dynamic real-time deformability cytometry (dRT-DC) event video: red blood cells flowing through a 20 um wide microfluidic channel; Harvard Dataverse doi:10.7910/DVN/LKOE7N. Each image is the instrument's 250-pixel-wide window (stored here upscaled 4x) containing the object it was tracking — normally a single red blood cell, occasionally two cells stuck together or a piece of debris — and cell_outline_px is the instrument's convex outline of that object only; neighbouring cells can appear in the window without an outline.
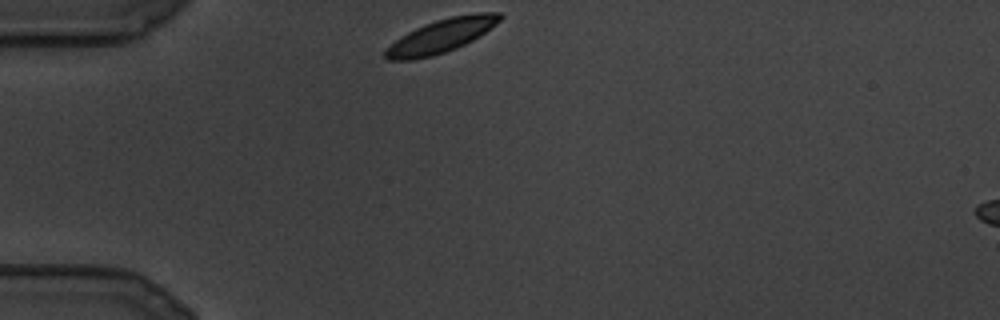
{"species": "common noctule bat (a hibernating species)", "species_latin": "Nyctalus noctula", "temperature_condition": "cold", "stored_images_in_passage": 65, "camera_frame_rate_fps": 3000, "um_per_image_px": 0.085, "animal": {"sex": "male", "body_mass_g": 19.5, "forearm_length_mm": 54.6}, "frame": {"image": 1, "passage_image": 1, "time_ms": 0.0, "image_size_px": [1000, 320], "cell_outline_px": [[504, 16], [496, 24], [472, 40], [456, 48], [432, 56], [412, 60], [388, 60], [384, 56], [384, 48], [408, 32], [424, 24], [436, 20], [452, 16], [476, 12], [500, 12]], "centroid_in_image_um": [37.49, 3.04], "position_along_channel_um": 47.5, "area_um2": 22.2}}
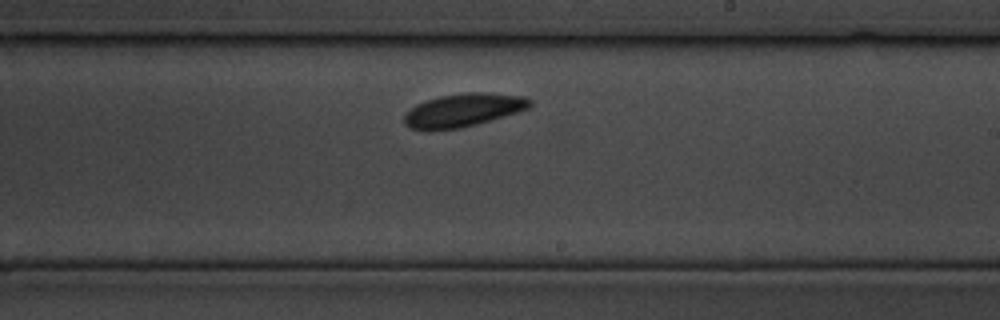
{"frame": {"image": 2, "passage_image": 38, "time_ms": 12.333, "image_size_px": [1000, 320], "cell_outline_px": [[532, 104], [528, 108], [504, 116], [476, 124], [460, 128], [432, 132], [424, 132], [408, 128], [404, 124], [404, 116], [416, 104], [440, 96], [468, 92], [480, 92], [524, 96], [532, 100]], "centroid_in_image_um": [39.32, 9.4], "position_along_channel_um": 249.7, "area_um2": 24.51}}
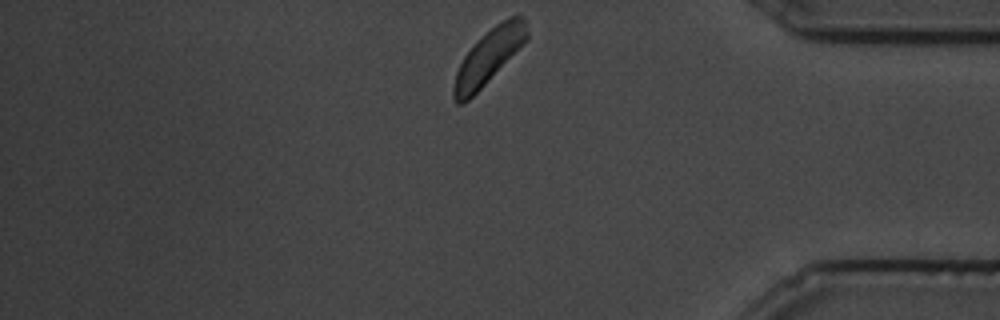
{"frame": {"image": 3, "passage_image": 65, "time_ms": 21.333, "image_size_px": [1000, 320], "cell_outline_px": [[528, 40], [464, 104], [456, 104], [452, 100], [452, 92], [456, 72], [464, 56], [496, 24], [508, 16], [524, 16], [528, 32]], "centroid_in_image_um": [41.54, 4.83], "position_along_channel_um": 393.7, "area_um2": 22.66}}